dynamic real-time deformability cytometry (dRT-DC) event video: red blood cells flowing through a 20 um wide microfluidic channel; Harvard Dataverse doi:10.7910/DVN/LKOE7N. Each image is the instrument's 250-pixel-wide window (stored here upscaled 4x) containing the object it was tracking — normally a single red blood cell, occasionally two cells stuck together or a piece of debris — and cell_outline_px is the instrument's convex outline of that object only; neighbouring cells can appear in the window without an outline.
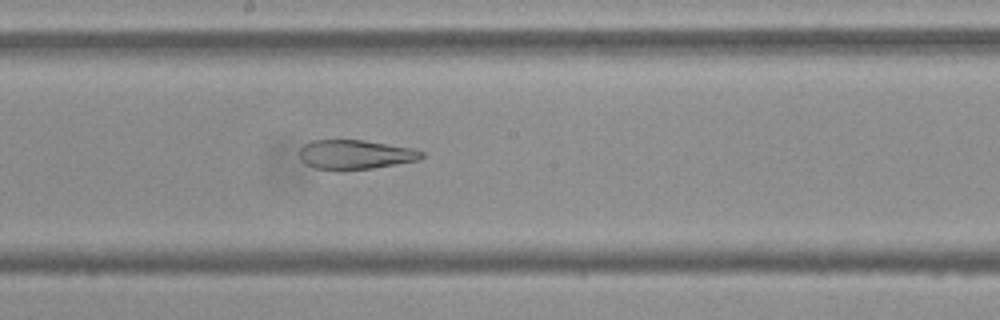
{"species": "Egyptian fruit bat (a non-hibernating species)", "species_latin": "Rousettus aegyptiacus", "temperature_condition": "cold", "stored_images_in_passage": 54, "camera_frame_rate_fps": 3000, "um_per_image_px": 0.085, "frame": {"image": 1, "passage_image": 29, "time_ms": 9.333, "image_size_px": [1000, 320], "cell_outline_px": [[424, 156], [420, 160], [372, 168], [316, 168], [300, 160], [300, 148], [304, 144], [312, 140], [364, 140], [416, 148], [424, 152]], "centroid_in_image_um": [30.27, 13.1], "position_along_channel_um": 217.9, "area_um2": 20.58}}
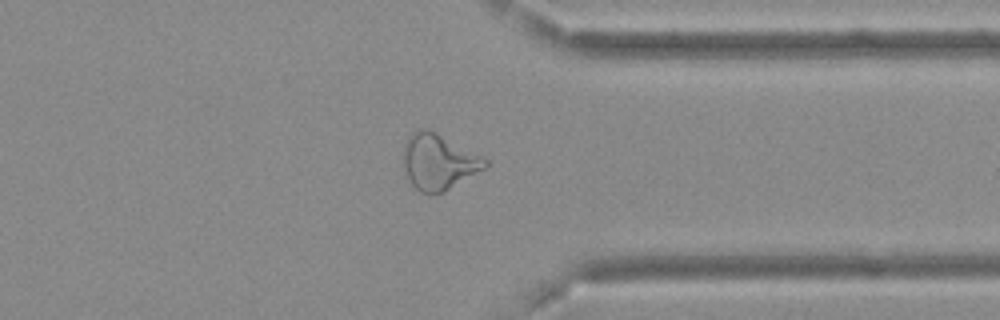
{"frame": {"image": 2, "passage_image": 42, "time_ms": 13.667, "image_size_px": [1000, 320], "cell_outline_px": [[488, 164], [484, 168], [444, 192], [420, 192], [412, 184], [404, 168], [404, 144], [408, 136], [416, 128], [420, 128], [436, 132], [484, 156], [488, 160]], "centroid_in_image_um": [37.29, 13.72], "position_along_channel_um": 374.1, "area_um2": 26.24}}
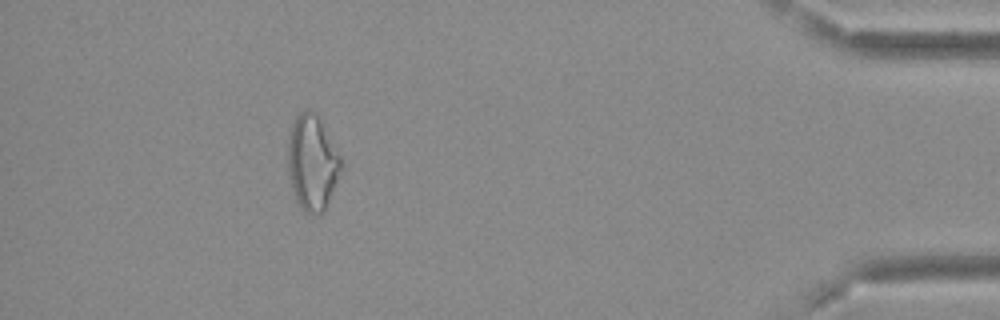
{"frame": {"image": 3, "passage_image": 49, "time_ms": 16.0, "image_size_px": [1000, 320], "cell_outline_px": [[344, 164], [328, 200], [320, 216], [304, 212], [300, 208], [296, 200], [288, 172], [288, 140], [292, 124], [296, 116], [300, 112], [308, 108], [316, 116], [340, 156]], "centroid_in_image_um": [26.52, 13.86], "position_along_channel_um": 408.7, "area_um2": 28.9}, "authors_computed_cell_mechanics": {"area_um2": 27.5706, "velocity_mm_per_s": 3.6821, "shape_relaxation_time_tau1_ms": null, "shape_relaxation_time_tau2_ms": 3.0489, "deformation_change_tau1": null, "deformation_change_tau2": 0.095}}